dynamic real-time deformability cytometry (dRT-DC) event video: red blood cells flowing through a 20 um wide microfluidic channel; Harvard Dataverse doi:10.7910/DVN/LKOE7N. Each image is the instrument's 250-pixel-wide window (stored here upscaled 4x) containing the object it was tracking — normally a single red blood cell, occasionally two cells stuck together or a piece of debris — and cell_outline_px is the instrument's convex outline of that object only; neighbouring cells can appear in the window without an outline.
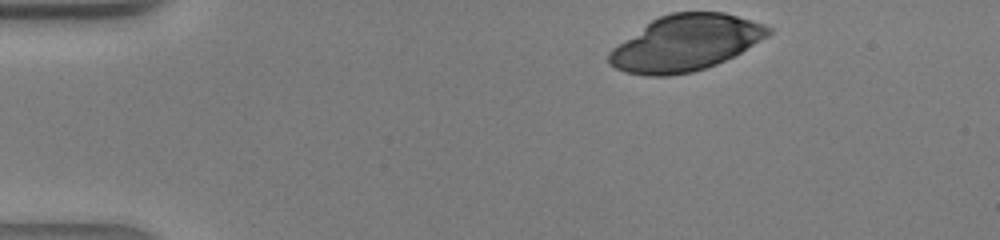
{"species": "human", "species_latin": "Homo sapiens", "temperature_condition": "warm", "stored_images_in_passage": 36, "camera_frame_rate_fps": 3000, "um_per_image_px": 0.085, "donor": {"sex": "male"}, "frame": {"image": 1, "passage_image": 1, "time_ms": 0.0, "image_size_px": [1000, 240], "cell_outline_px": [[772, 32], [768, 36], [740, 52], [716, 64], [692, 72], [668, 76], [648, 76], [624, 72], [608, 64], [608, 52], [612, 48], [652, 20], [660, 16], [672, 12], [724, 12], [764, 24], [772, 28]], "centroid_in_image_um": [58.25, 3.66], "position_along_channel_um": 26.7, "area_um2": 51.5}}